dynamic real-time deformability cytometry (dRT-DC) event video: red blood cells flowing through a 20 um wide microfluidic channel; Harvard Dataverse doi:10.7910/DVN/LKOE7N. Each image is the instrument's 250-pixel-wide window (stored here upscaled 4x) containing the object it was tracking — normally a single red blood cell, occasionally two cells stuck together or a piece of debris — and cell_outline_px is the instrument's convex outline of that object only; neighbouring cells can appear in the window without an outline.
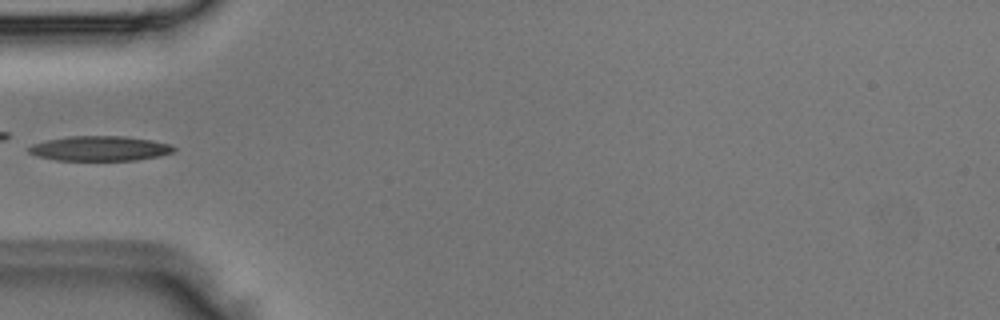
{"species": "Egyptian fruit bat (a non-hibernating species)", "species_latin": "Rousettus aegyptiacus", "temperature_condition": "room temperature", "stored_images_in_passage": 5, "camera_frame_rate_fps": 3000, "um_per_image_px": 0.085, "animal": {"sex": "male"}, "frame": {"image": 1, "passage_image": 5, "time_ms": 1.333, "image_size_px": [1000, 320], "cell_outline_px": [[176, 148], [172, 152], [160, 156], [136, 160], [56, 160], [36, 156], [28, 152], [28, 148], [32, 144], [48, 140], [68, 136], [124, 136], [152, 140], [168, 144]], "centroid_in_image_um": [8.47, 12.62], "position_along_channel_um": 76.5, "area_um2": 20.92}}